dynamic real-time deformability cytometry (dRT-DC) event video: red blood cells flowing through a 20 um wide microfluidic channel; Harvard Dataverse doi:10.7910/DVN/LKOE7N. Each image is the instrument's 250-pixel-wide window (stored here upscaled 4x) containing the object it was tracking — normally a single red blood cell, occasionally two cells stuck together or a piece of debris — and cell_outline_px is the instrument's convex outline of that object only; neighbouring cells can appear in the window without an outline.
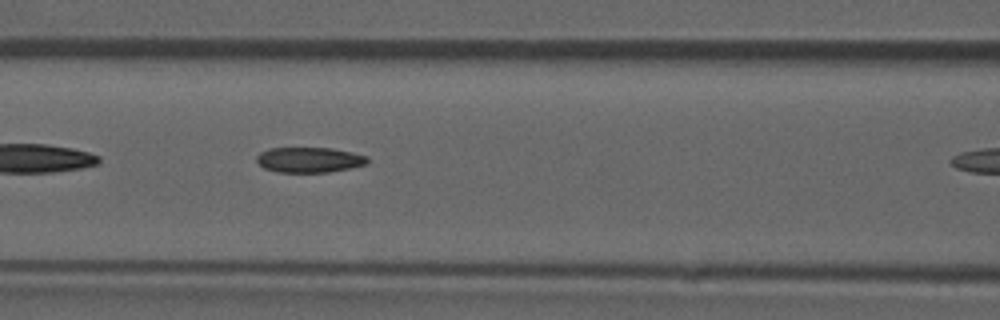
{"species": "common noctule bat (a hibernating species)", "species_latin": "Nyctalus noctula", "temperature_condition": "room temperature", "stored_images_in_passage": 9, "camera_frame_rate_fps": 3000, "um_per_image_px": 0.085, "animal": {"sex": "male", "forearm_length_mm": 52.5}, "frame": {"image": 1, "passage_image": 8, "time_ms": 2.333, "image_size_px": [1000, 320], "cell_outline_px": [[368, 164], [352, 168], [328, 172], [276, 172], [264, 168], [256, 160], [256, 156], [260, 152], [268, 148], [332, 148], [352, 152], [368, 156]], "centroid_in_image_um": [26.31, 13.58], "position_along_channel_um": 140.3, "area_um2": 16.47}}